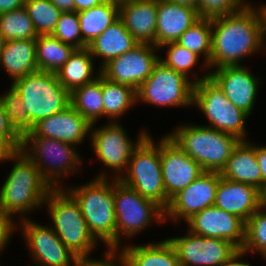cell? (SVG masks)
I'll return each mask as SVG.
<instances>
[{
  "instance_id": "cell-1",
  "label": "cell",
  "mask_w": 266,
  "mask_h": 266,
  "mask_svg": "<svg viewBox=\"0 0 266 266\" xmlns=\"http://www.w3.org/2000/svg\"><path fill=\"white\" fill-rule=\"evenodd\" d=\"M211 26L209 69L241 65L243 58L265 47L266 12L250 2L239 11L211 18Z\"/></svg>"
},
{
  "instance_id": "cell-2",
  "label": "cell",
  "mask_w": 266,
  "mask_h": 266,
  "mask_svg": "<svg viewBox=\"0 0 266 266\" xmlns=\"http://www.w3.org/2000/svg\"><path fill=\"white\" fill-rule=\"evenodd\" d=\"M7 160L16 163L0 188L2 213L12 217L21 214V219H24L35 208L44 206V201L53 188L21 150L3 152L0 161Z\"/></svg>"
},
{
  "instance_id": "cell-3",
  "label": "cell",
  "mask_w": 266,
  "mask_h": 266,
  "mask_svg": "<svg viewBox=\"0 0 266 266\" xmlns=\"http://www.w3.org/2000/svg\"><path fill=\"white\" fill-rule=\"evenodd\" d=\"M103 172V173H102ZM95 179L78 187H66L78 202L90 233L107 249H116L114 178L102 170ZM101 239V240H99Z\"/></svg>"
},
{
  "instance_id": "cell-4",
  "label": "cell",
  "mask_w": 266,
  "mask_h": 266,
  "mask_svg": "<svg viewBox=\"0 0 266 266\" xmlns=\"http://www.w3.org/2000/svg\"><path fill=\"white\" fill-rule=\"evenodd\" d=\"M167 136L207 172H221L240 142L235 136L203 125L177 126Z\"/></svg>"
},
{
  "instance_id": "cell-5",
  "label": "cell",
  "mask_w": 266,
  "mask_h": 266,
  "mask_svg": "<svg viewBox=\"0 0 266 266\" xmlns=\"http://www.w3.org/2000/svg\"><path fill=\"white\" fill-rule=\"evenodd\" d=\"M65 189L53 188L44 201L48 205L52 228L78 258L89 257L99 242L90 233L78 202Z\"/></svg>"
},
{
  "instance_id": "cell-6",
  "label": "cell",
  "mask_w": 266,
  "mask_h": 266,
  "mask_svg": "<svg viewBox=\"0 0 266 266\" xmlns=\"http://www.w3.org/2000/svg\"><path fill=\"white\" fill-rule=\"evenodd\" d=\"M125 173L119 179L124 185L153 201L164 211L167 209L170 199L164 188L160 141L154 143L151 134H148L133 150Z\"/></svg>"
},
{
  "instance_id": "cell-7",
  "label": "cell",
  "mask_w": 266,
  "mask_h": 266,
  "mask_svg": "<svg viewBox=\"0 0 266 266\" xmlns=\"http://www.w3.org/2000/svg\"><path fill=\"white\" fill-rule=\"evenodd\" d=\"M11 85L21 96L33 125L71 105L70 92L59 82L56 73L38 70Z\"/></svg>"
},
{
  "instance_id": "cell-8",
  "label": "cell",
  "mask_w": 266,
  "mask_h": 266,
  "mask_svg": "<svg viewBox=\"0 0 266 266\" xmlns=\"http://www.w3.org/2000/svg\"><path fill=\"white\" fill-rule=\"evenodd\" d=\"M201 76L191 80L194 83L193 106L196 105L209 121L208 125L203 126L246 141L245 121L249 115L226 98L219 86L209 77V72Z\"/></svg>"
},
{
  "instance_id": "cell-9",
  "label": "cell",
  "mask_w": 266,
  "mask_h": 266,
  "mask_svg": "<svg viewBox=\"0 0 266 266\" xmlns=\"http://www.w3.org/2000/svg\"><path fill=\"white\" fill-rule=\"evenodd\" d=\"M74 147L57 139L37 136L32 131L22 139L21 151L36 165L52 188H61L60 178L75 171L77 173L82 163Z\"/></svg>"
},
{
  "instance_id": "cell-10",
  "label": "cell",
  "mask_w": 266,
  "mask_h": 266,
  "mask_svg": "<svg viewBox=\"0 0 266 266\" xmlns=\"http://www.w3.org/2000/svg\"><path fill=\"white\" fill-rule=\"evenodd\" d=\"M114 198L117 250L121 248V236L132 238L140 231L142 233L150 223L165 222V211L159 205L142 197L118 179H114Z\"/></svg>"
},
{
  "instance_id": "cell-11",
  "label": "cell",
  "mask_w": 266,
  "mask_h": 266,
  "mask_svg": "<svg viewBox=\"0 0 266 266\" xmlns=\"http://www.w3.org/2000/svg\"><path fill=\"white\" fill-rule=\"evenodd\" d=\"M194 83L158 61L151 75L136 90L139 101L162 107L193 106Z\"/></svg>"
},
{
  "instance_id": "cell-12",
  "label": "cell",
  "mask_w": 266,
  "mask_h": 266,
  "mask_svg": "<svg viewBox=\"0 0 266 266\" xmlns=\"http://www.w3.org/2000/svg\"><path fill=\"white\" fill-rule=\"evenodd\" d=\"M108 123L97 128L91 125L92 129H90V134L87 137H90L91 147L98 157L97 159L103 163L104 167L115 170L114 179L119 180L128 168L133 150L149 133L142 128L137 140L133 142L126 134L123 126L117 121H109Z\"/></svg>"
},
{
  "instance_id": "cell-13",
  "label": "cell",
  "mask_w": 266,
  "mask_h": 266,
  "mask_svg": "<svg viewBox=\"0 0 266 266\" xmlns=\"http://www.w3.org/2000/svg\"><path fill=\"white\" fill-rule=\"evenodd\" d=\"M168 240L177 251L180 266H221L239 251L226 239L203 237L189 230L185 236Z\"/></svg>"
},
{
  "instance_id": "cell-14",
  "label": "cell",
  "mask_w": 266,
  "mask_h": 266,
  "mask_svg": "<svg viewBox=\"0 0 266 266\" xmlns=\"http://www.w3.org/2000/svg\"><path fill=\"white\" fill-rule=\"evenodd\" d=\"M153 44L139 43L129 52L112 58L100 68V74L114 83L125 84L137 90L151 75L159 61Z\"/></svg>"
},
{
  "instance_id": "cell-15",
  "label": "cell",
  "mask_w": 266,
  "mask_h": 266,
  "mask_svg": "<svg viewBox=\"0 0 266 266\" xmlns=\"http://www.w3.org/2000/svg\"><path fill=\"white\" fill-rule=\"evenodd\" d=\"M21 220L19 229L34 263L38 266H76L78 257L59 239L51 225L44 226L26 217Z\"/></svg>"
},
{
  "instance_id": "cell-16",
  "label": "cell",
  "mask_w": 266,
  "mask_h": 266,
  "mask_svg": "<svg viewBox=\"0 0 266 266\" xmlns=\"http://www.w3.org/2000/svg\"><path fill=\"white\" fill-rule=\"evenodd\" d=\"M219 172L204 171L185 189L174 195L165 210V221H187L206 207L213 206L220 180ZM181 219V220H180Z\"/></svg>"
},
{
  "instance_id": "cell-17",
  "label": "cell",
  "mask_w": 266,
  "mask_h": 266,
  "mask_svg": "<svg viewBox=\"0 0 266 266\" xmlns=\"http://www.w3.org/2000/svg\"><path fill=\"white\" fill-rule=\"evenodd\" d=\"M160 160L166 196L171 199L204 171L167 135L160 139Z\"/></svg>"
},
{
  "instance_id": "cell-18",
  "label": "cell",
  "mask_w": 266,
  "mask_h": 266,
  "mask_svg": "<svg viewBox=\"0 0 266 266\" xmlns=\"http://www.w3.org/2000/svg\"><path fill=\"white\" fill-rule=\"evenodd\" d=\"M188 230L203 237L226 239L239 249L245 241V222L215 205L206 207L186 221Z\"/></svg>"
},
{
  "instance_id": "cell-19",
  "label": "cell",
  "mask_w": 266,
  "mask_h": 266,
  "mask_svg": "<svg viewBox=\"0 0 266 266\" xmlns=\"http://www.w3.org/2000/svg\"><path fill=\"white\" fill-rule=\"evenodd\" d=\"M209 77L219 86L226 98L248 115L254 109L260 78L243 65L223 66L209 72Z\"/></svg>"
},
{
  "instance_id": "cell-20",
  "label": "cell",
  "mask_w": 266,
  "mask_h": 266,
  "mask_svg": "<svg viewBox=\"0 0 266 266\" xmlns=\"http://www.w3.org/2000/svg\"><path fill=\"white\" fill-rule=\"evenodd\" d=\"M90 129L91 124L70 105L64 111L40 120L34 125L33 132L37 136L79 145Z\"/></svg>"
},
{
  "instance_id": "cell-21",
  "label": "cell",
  "mask_w": 266,
  "mask_h": 266,
  "mask_svg": "<svg viewBox=\"0 0 266 266\" xmlns=\"http://www.w3.org/2000/svg\"><path fill=\"white\" fill-rule=\"evenodd\" d=\"M214 205L246 222L260 207V190L220 177Z\"/></svg>"
},
{
  "instance_id": "cell-22",
  "label": "cell",
  "mask_w": 266,
  "mask_h": 266,
  "mask_svg": "<svg viewBox=\"0 0 266 266\" xmlns=\"http://www.w3.org/2000/svg\"><path fill=\"white\" fill-rule=\"evenodd\" d=\"M200 18L198 10L194 8L168 0H158L156 47L176 42Z\"/></svg>"
},
{
  "instance_id": "cell-23",
  "label": "cell",
  "mask_w": 266,
  "mask_h": 266,
  "mask_svg": "<svg viewBox=\"0 0 266 266\" xmlns=\"http://www.w3.org/2000/svg\"><path fill=\"white\" fill-rule=\"evenodd\" d=\"M158 0H134L119 7V17L139 43L156 46Z\"/></svg>"
},
{
  "instance_id": "cell-24",
  "label": "cell",
  "mask_w": 266,
  "mask_h": 266,
  "mask_svg": "<svg viewBox=\"0 0 266 266\" xmlns=\"http://www.w3.org/2000/svg\"><path fill=\"white\" fill-rule=\"evenodd\" d=\"M240 141L234 148L220 175L231 181L241 182L261 190L262 174L256 159V144Z\"/></svg>"
},
{
  "instance_id": "cell-25",
  "label": "cell",
  "mask_w": 266,
  "mask_h": 266,
  "mask_svg": "<svg viewBox=\"0 0 266 266\" xmlns=\"http://www.w3.org/2000/svg\"><path fill=\"white\" fill-rule=\"evenodd\" d=\"M139 42L126 29L123 20L119 17L100 36L87 46L94 58L102 59L99 69L112 58L129 52Z\"/></svg>"
},
{
  "instance_id": "cell-26",
  "label": "cell",
  "mask_w": 266,
  "mask_h": 266,
  "mask_svg": "<svg viewBox=\"0 0 266 266\" xmlns=\"http://www.w3.org/2000/svg\"><path fill=\"white\" fill-rule=\"evenodd\" d=\"M0 66L11 77L12 82L38 71L36 39L6 41L0 57Z\"/></svg>"
},
{
  "instance_id": "cell-27",
  "label": "cell",
  "mask_w": 266,
  "mask_h": 266,
  "mask_svg": "<svg viewBox=\"0 0 266 266\" xmlns=\"http://www.w3.org/2000/svg\"><path fill=\"white\" fill-rule=\"evenodd\" d=\"M123 246L120 250L126 266H180L177 251L168 239L141 246Z\"/></svg>"
},
{
  "instance_id": "cell-28",
  "label": "cell",
  "mask_w": 266,
  "mask_h": 266,
  "mask_svg": "<svg viewBox=\"0 0 266 266\" xmlns=\"http://www.w3.org/2000/svg\"><path fill=\"white\" fill-rule=\"evenodd\" d=\"M90 50L86 47L75 49L68 61L56 73L59 82L70 93L77 87L93 82L98 78L100 69L94 74V61Z\"/></svg>"
},
{
  "instance_id": "cell-29",
  "label": "cell",
  "mask_w": 266,
  "mask_h": 266,
  "mask_svg": "<svg viewBox=\"0 0 266 266\" xmlns=\"http://www.w3.org/2000/svg\"><path fill=\"white\" fill-rule=\"evenodd\" d=\"M77 13L83 49L90 45L96 37L100 36L119 18V6L104 1L98 6Z\"/></svg>"
},
{
  "instance_id": "cell-30",
  "label": "cell",
  "mask_w": 266,
  "mask_h": 266,
  "mask_svg": "<svg viewBox=\"0 0 266 266\" xmlns=\"http://www.w3.org/2000/svg\"><path fill=\"white\" fill-rule=\"evenodd\" d=\"M71 106L79 112L91 125H95L104 117L102 75L93 82L75 88L70 93Z\"/></svg>"
},
{
  "instance_id": "cell-31",
  "label": "cell",
  "mask_w": 266,
  "mask_h": 266,
  "mask_svg": "<svg viewBox=\"0 0 266 266\" xmlns=\"http://www.w3.org/2000/svg\"><path fill=\"white\" fill-rule=\"evenodd\" d=\"M75 48L63 43L53 35H38L36 59L39 71L57 73L68 61Z\"/></svg>"
},
{
  "instance_id": "cell-32",
  "label": "cell",
  "mask_w": 266,
  "mask_h": 266,
  "mask_svg": "<svg viewBox=\"0 0 266 266\" xmlns=\"http://www.w3.org/2000/svg\"><path fill=\"white\" fill-rule=\"evenodd\" d=\"M104 117L116 121L136 104V90L125 84L114 83L102 76Z\"/></svg>"
},
{
  "instance_id": "cell-33",
  "label": "cell",
  "mask_w": 266,
  "mask_h": 266,
  "mask_svg": "<svg viewBox=\"0 0 266 266\" xmlns=\"http://www.w3.org/2000/svg\"><path fill=\"white\" fill-rule=\"evenodd\" d=\"M176 42L199 57L204 55L203 67L209 70L212 43L211 18L201 17Z\"/></svg>"
},
{
  "instance_id": "cell-34",
  "label": "cell",
  "mask_w": 266,
  "mask_h": 266,
  "mask_svg": "<svg viewBox=\"0 0 266 266\" xmlns=\"http://www.w3.org/2000/svg\"><path fill=\"white\" fill-rule=\"evenodd\" d=\"M0 31L5 41L37 39L38 37L24 6L0 14Z\"/></svg>"
},
{
  "instance_id": "cell-35",
  "label": "cell",
  "mask_w": 266,
  "mask_h": 266,
  "mask_svg": "<svg viewBox=\"0 0 266 266\" xmlns=\"http://www.w3.org/2000/svg\"><path fill=\"white\" fill-rule=\"evenodd\" d=\"M24 7L32 20L37 35L53 33L62 12L52 2L49 0H26Z\"/></svg>"
},
{
  "instance_id": "cell-36",
  "label": "cell",
  "mask_w": 266,
  "mask_h": 266,
  "mask_svg": "<svg viewBox=\"0 0 266 266\" xmlns=\"http://www.w3.org/2000/svg\"><path fill=\"white\" fill-rule=\"evenodd\" d=\"M0 98L12 128L23 139L27 134L33 131L34 125L28 117L21 96L17 90L10 85V89L0 96Z\"/></svg>"
},
{
  "instance_id": "cell-37",
  "label": "cell",
  "mask_w": 266,
  "mask_h": 266,
  "mask_svg": "<svg viewBox=\"0 0 266 266\" xmlns=\"http://www.w3.org/2000/svg\"><path fill=\"white\" fill-rule=\"evenodd\" d=\"M245 253H258L266 260V208L259 207L245 222Z\"/></svg>"
},
{
  "instance_id": "cell-38",
  "label": "cell",
  "mask_w": 266,
  "mask_h": 266,
  "mask_svg": "<svg viewBox=\"0 0 266 266\" xmlns=\"http://www.w3.org/2000/svg\"><path fill=\"white\" fill-rule=\"evenodd\" d=\"M164 47L168 49L166 58L159 57V61L189 78L191 69L197 64L200 57L177 42L166 43L158 49H164Z\"/></svg>"
},
{
  "instance_id": "cell-39",
  "label": "cell",
  "mask_w": 266,
  "mask_h": 266,
  "mask_svg": "<svg viewBox=\"0 0 266 266\" xmlns=\"http://www.w3.org/2000/svg\"><path fill=\"white\" fill-rule=\"evenodd\" d=\"M75 49H82V35L78 13L62 12L51 34Z\"/></svg>"
},
{
  "instance_id": "cell-40",
  "label": "cell",
  "mask_w": 266,
  "mask_h": 266,
  "mask_svg": "<svg viewBox=\"0 0 266 266\" xmlns=\"http://www.w3.org/2000/svg\"><path fill=\"white\" fill-rule=\"evenodd\" d=\"M247 3L246 0H198L200 17L213 18L239 11Z\"/></svg>"
},
{
  "instance_id": "cell-41",
  "label": "cell",
  "mask_w": 266,
  "mask_h": 266,
  "mask_svg": "<svg viewBox=\"0 0 266 266\" xmlns=\"http://www.w3.org/2000/svg\"><path fill=\"white\" fill-rule=\"evenodd\" d=\"M22 147V138L12 128L0 98V149L3 152L18 151Z\"/></svg>"
},
{
  "instance_id": "cell-42",
  "label": "cell",
  "mask_w": 266,
  "mask_h": 266,
  "mask_svg": "<svg viewBox=\"0 0 266 266\" xmlns=\"http://www.w3.org/2000/svg\"><path fill=\"white\" fill-rule=\"evenodd\" d=\"M106 251L104 252L105 256L101 260L90 257H79L76 266H126L125 258L120 249L118 251L117 249H107Z\"/></svg>"
},
{
  "instance_id": "cell-43",
  "label": "cell",
  "mask_w": 266,
  "mask_h": 266,
  "mask_svg": "<svg viewBox=\"0 0 266 266\" xmlns=\"http://www.w3.org/2000/svg\"><path fill=\"white\" fill-rule=\"evenodd\" d=\"M17 223L15 224L13 217L3 214L0 217V252L5 249L9 243L11 236L15 229L17 230Z\"/></svg>"
},
{
  "instance_id": "cell-44",
  "label": "cell",
  "mask_w": 266,
  "mask_h": 266,
  "mask_svg": "<svg viewBox=\"0 0 266 266\" xmlns=\"http://www.w3.org/2000/svg\"><path fill=\"white\" fill-rule=\"evenodd\" d=\"M256 159L258 165L260 166L262 174V187H263V185L266 184V145L265 146L256 145Z\"/></svg>"
},
{
  "instance_id": "cell-45",
  "label": "cell",
  "mask_w": 266,
  "mask_h": 266,
  "mask_svg": "<svg viewBox=\"0 0 266 266\" xmlns=\"http://www.w3.org/2000/svg\"><path fill=\"white\" fill-rule=\"evenodd\" d=\"M25 1L26 0H0V14L23 7Z\"/></svg>"
},
{
  "instance_id": "cell-46",
  "label": "cell",
  "mask_w": 266,
  "mask_h": 266,
  "mask_svg": "<svg viewBox=\"0 0 266 266\" xmlns=\"http://www.w3.org/2000/svg\"><path fill=\"white\" fill-rule=\"evenodd\" d=\"M105 0H74V11L80 12L102 4Z\"/></svg>"
},
{
  "instance_id": "cell-47",
  "label": "cell",
  "mask_w": 266,
  "mask_h": 266,
  "mask_svg": "<svg viewBox=\"0 0 266 266\" xmlns=\"http://www.w3.org/2000/svg\"><path fill=\"white\" fill-rule=\"evenodd\" d=\"M247 255L244 251L239 249L229 260L225 261L221 266H251L248 262L240 260L242 256ZM239 260V261H238Z\"/></svg>"
},
{
  "instance_id": "cell-48",
  "label": "cell",
  "mask_w": 266,
  "mask_h": 266,
  "mask_svg": "<svg viewBox=\"0 0 266 266\" xmlns=\"http://www.w3.org/2000/svg\"><path fill=\"white\" fill-rule=\"evenodd\" d=\"M52 2L61 12H73L74 0H49Z\"/></svg>"
},
{
  "instance_id": "cell-49",
  "label": "cell",
  "mask_w": 266,
  "mask_h": 266,
  "mask_svg": "<svg viewBox=\"0 0 266 266\" xmlns=\"http://www.w3.org/2000/svg\"><path fill=\"white\" fill-rule=\"evenodd\" d=\"M198 10V0H168Z\"/></svg>"
},
{
  "instance_id": "cell-50",
  "label": "cell",
  "mask_w": 266,
  "mask_h": 266,
  "mask_svg": "<svg viewBox=\"0 0 266 266\" xmlns=\"http://www.w3.org/2000/svg\"><path fill=\"white\" fill-rule=\"evenodd\" d=\"M260 206L266 208V184L260 190Z\"/></svg>"
},
{
  "instance_id": "cell-51",
  "label": "cell",
  "mask_w": 266,
  "mask_h": 266,
  "mask_svg": "<svg viewBox=\"0 0 266 266\" xmlns=\"http://www.w3.org/2000/svg\"><path fill=\"white\" fill-rule=\"evenodd\" d=\"M105 1H107V2H109L111 4H115V5L120 7L121 5H123L125 3L132 2L134 0H105Z\"/></svg>"
},
{
  "instance_id": "cell-52",
  "label": "cell",
  "mask_w": 266,
  "mask_h": 266,
  "mask_svg": "<svg viewBox=\"0 0 266 266\" xmlns=\"http://www.w3.org/2000/svg\"><path fill=\"white\" fill-rule=\"evenodd\" d=\"M5 39L4 36L2 35L1 31H0V57H1V53L3 51L4 45H5Z\"/></svg>"
},
{
  "instance_id": "cell-53",
  "label": "cell",
  "mask_w": 266,
  "mask_h": 266,
  "mask_svg": "<svg viewBox=\"0 0 266 266\" xmlns=\"http://www.w3.org/2000/svg\"><path fill=\"white\" fill-rule=\"evenodd\" d=\"M265 12H266V5L264 4L263 6L259 5Z\"/></svg>"
},
{
  "instance_id": "cell-54",
  "label": "cell",
  "mask_w": 266,
  "mask_h": 266,
  "mask_svg": "<svg viewBox=\"0 0 266 266\" xmlns=\"http://www.w3.org/2000/svg\"><path fill=\"white\" fill-rule=\"evenodd\" d=\"M3 215L1 205H0V217Z\"/></svg>"
}]
</instances>
